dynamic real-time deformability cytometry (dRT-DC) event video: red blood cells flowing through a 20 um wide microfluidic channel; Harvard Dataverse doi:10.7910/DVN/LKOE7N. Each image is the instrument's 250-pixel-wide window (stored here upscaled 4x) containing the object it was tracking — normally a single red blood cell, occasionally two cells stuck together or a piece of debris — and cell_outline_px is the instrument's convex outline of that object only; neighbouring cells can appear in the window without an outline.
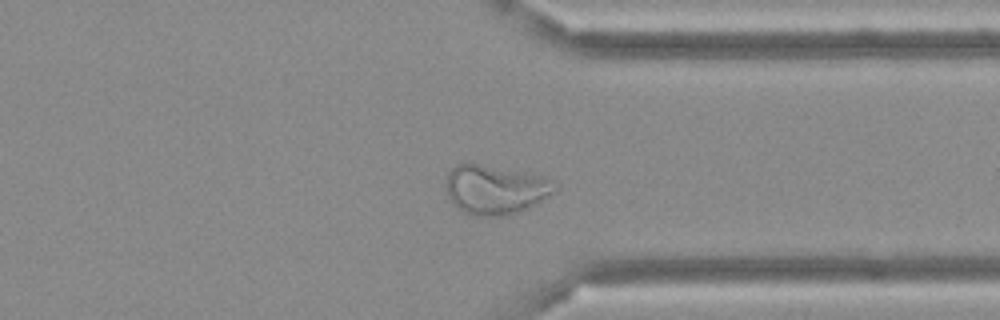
{"species": "Egyptian fruit bat (a non-hibernating species)", "species_latin": "Rousettus aegyptiacus", "temperature_condition": "cold", "stored_images_in_passage": 49, "camera_frame_rate_fps": 3000, "um_per_image_px": 0.085, "frame": {"image": 1, "passage_image": 38, "time_ms": 12.333, "image_size_px": [1000, 320], "cell_outline_px": [[556, 188], [552, 192], [540, 200], [516, 212], [504, 216], [468, 216], [452, 204], [448, 196], [444, 180], [448, 172], [456, 164], [468, 160], [544, 176], [556, 180]], "centroid_in_image_um": [42.01, 16.06], "position_along_channel_um": 369.4, "area_um2": 31.91}}
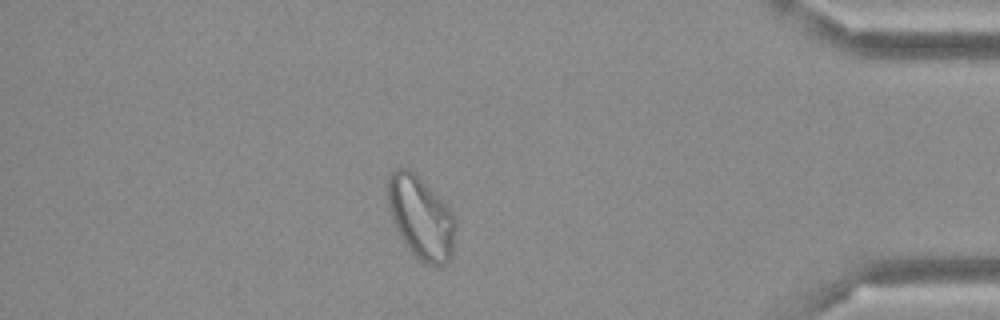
{"frame": {"image": 2, "passage_image": 43, "time_ms": 14.0, "image_size_px": [1000, 320], "cell_outline_px": [[456, 228], [452, 256], [448, 264], [424, 264], [412, 252], [400, 236], [392, 220], [388, 208], [388, 176], [396, 168], [408, 168], [452, 212], [456, 220]], "centroid_in_image_um": [35.78, 18.54], "position_along_channel_um": 399.4, "area_um2": 32.02}}